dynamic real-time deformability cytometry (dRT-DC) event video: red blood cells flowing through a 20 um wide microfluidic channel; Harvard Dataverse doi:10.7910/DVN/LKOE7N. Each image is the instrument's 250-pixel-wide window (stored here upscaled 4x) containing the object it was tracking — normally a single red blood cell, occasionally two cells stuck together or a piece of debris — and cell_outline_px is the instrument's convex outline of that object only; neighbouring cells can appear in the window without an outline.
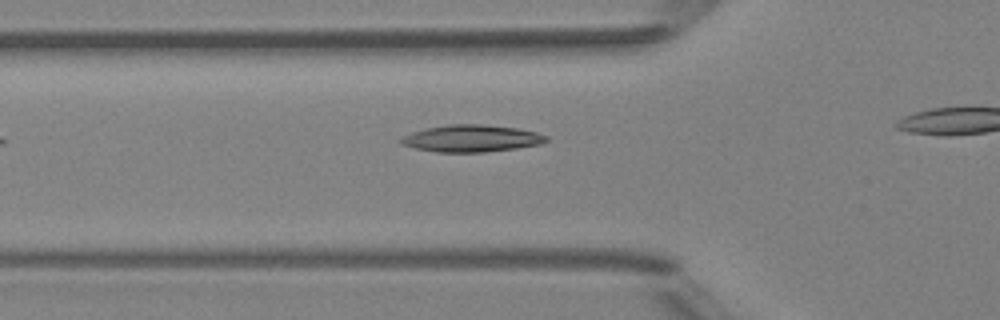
{"species": "Egyptian fruit bat (a non-hibernating species)", "species_latin": "Rousettus aegyptiacus", "temperature_condition": "room temperature", "stored_images_in_passage": 6, "camera_frame_rate_fps": 3000, "um_per_image_px": 0.085, "animal": {"sex": "female"}, "frame": {"image": 1, "passage_image": 4, "time_ms": 3.667, "image_size_px": [1000, 320], "cell_outline_px": [[548, 140], [540, 144], [516, 148], [484, 152], [436, 152], [416, 148], [400, 144], [396, 140], [412, 132], [424, 128], [448, 124], [480, 124], [516, 128], [536, 132], [548, 136]], "centroid_in_image_um": [40.03, 11.76], "position_along_channel_um": 85.8, "area_um2": 22.89}}
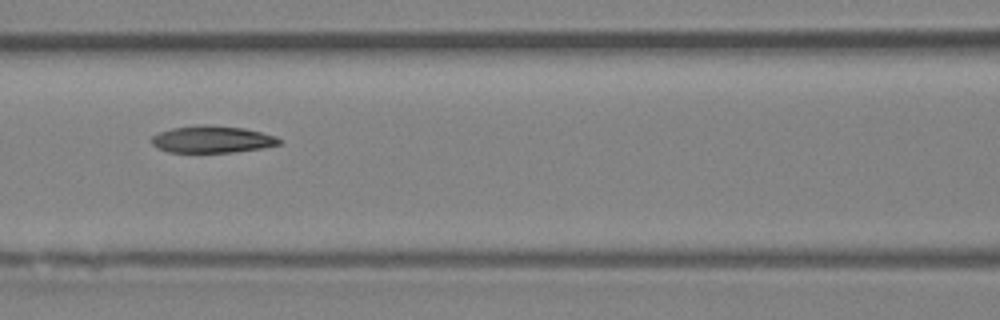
{"frame": {"image": 2, "passage_image": 6, "time_ms": 6.667, "image_size_px": [1000, 320], "cell_outline_px": [[284, 140], [280, 144], [264, 148], [236, 152], [168, 152], [152, 144], [152, 136], [160, 132], [172, 128], [200, 124], [208, 124], [244, 128], [276, 136]], "centroid_in_image_um": [18.09, 11.84], "position_along_channel_um": 148.5, "area_um2": 20.17}}